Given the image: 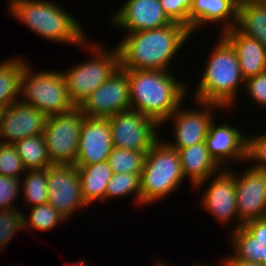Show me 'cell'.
I'll list each match as a JSON object with an SVG mask.
<instances>
[{
  "label": "cell",
  "instance_id": "44dd1931",
  "mask_svg": "<svg viewBox=\"0 0 266 266\" xmlns=\"http://www.w3.org/2000/svg\"><path fill=\"white\" fill-rule=\"evenodd\" d=\"M220 34L234 48L244 79L266 71V48L258 40L242 34L236 27Z\"/></svg>",
  "mask_w": 266,
  "mask_h": 266
},
{
  "label": "cell",
  "instance_id": "e0dca14e",
  "mask_svg": "<svg viewBox=\"0 0 266 266\" xmlns=\"http://www.w3.org/2000/svg\"><path fill=\"white\" fill-rule=\"evenodd\" d=\"M113 147L108 118L85 116L80 130L75 165H92L107 161Z\"/></svg>",
  "mask_w": 266,
  "mask_h": 266
},
{
  "label": "cell",
  "instance_id": "f546056e",
  "mask_svg": "<svg viewBox=\"0 0 266 266\" xmlns=\"http://www.w3.org/2000/svg\"><path fill=\"white\" fill-rule=\"evenodd\" d=\"M29 218L23 214L24 231L32 228L40 231H48L57 227L58 223L65 222V218L55 210L48 202L30 208ZM28 218V219H27Z\"/></svg>",
  "mask_w": 266,
  "mask_h": 266
},
{
  "label": "cell",
  "instance_id": "4dcf8cb0",
  "mask_svg": "<svg viewBox=\"0 0 266 266\" xmlns=\"http://www.w3.org/2000/svg\"><path fill=\"white\" fill-rule=\"evenodd\" d=\"M23 214L18 209H0V252L17 231H24Z\"/></svg>",
  "mask_w": 266,
  "mask_h": 266
},
{
  "label": "cell",
  "instance_id": "7c38bea8",
  "mask_svg": "<svg viewBox=\"0 0 266 266\" xmlns=\"http://www.w3.org/2000/svg\"><path fill=\"white\" fill-rule=\"evenodd\" d=\"M197 106L199 105L201 109L192 110L180 108V105L176 111H174L171 116L165 121H171L175 123L174 127V140L173 142H166L170 147L174 149H182L185 147H190L192 145L198 144L200 142H205V139L209 133V128L211 123L215 118H213L214 110H222L223 107L202 101H196ZM199 103V104H198ZM203 109V110H202Z\"/></svg>",
  "mask_w": 266,
  "mask_h": 266
},
{
  "label": "cell",
  "instance_id": "83f0119b",
  "mask_svg": "<svg viewBox=\"0 0 266 266\" xmlns=\"http://www.w3.org/2000/svg\"><path fill=\"white\" fill-rule=\"evenodd\" d=\"M129 194L133 195L136 204L141 206L140 174L114 173L107 185L105 200L126 197Z\"/></svg>",
  "mask_w": 266,
  "mask_h": 266
},
{
  "label": "cell",
  "instance_id": "8d00e7d4",
  "mask_svg": "<svg viewBox=\"0 0 266 266\" xmlns=\"http://www.w3.org/2000/svg\"><path fill=\"white\" fill-rule=\"evenodd\" d=\"M222 266H266L262 262H251L237 258L233 253L229 257L226 256V259L223 258L221 262Z\"/></svg>",
  "mask_w": 266,
  "mask_h": 266
},
{
  "label": "cell",
  "instance_id": "cb8c5ba5",
  "mask_svg": "<svg viewBox=\"0 0 266 266\" xmlns=\"http://www.w3.org/2000/svg\"><path fill=\"white\" fill-rule=\"evenodd\" d=\"M75 166L80 177L82 195L86 204L89 206L94 201L95 203L97 200L104 201L107 185L114 174L108 161Z\"/></svg>",
  "mask_w": 266,
  "mask_h": 266
},
{
  "label": "cell",
  "instance_id": "484cf974",
  "mask_svg": "<svg viewBox=\"0 0 266 266\" xmlns=\"http://www.w3.org/2000/svg\"><path fill=\"white\" fill-rule=\"evenodd\" d=\"M13 145L26 170L47 169L53 165L42 134L22 138Z\"/></svg>",
  "mask_w": 266,
  "mask_h": 266
},
{
  "label": "cell",
  "instance_id": "7a4b0ae2",
  "mask_svg": "<svg viewBox=\"0 0 266 266\" xmlns=\"http://www.w3.org/2000/svg\"><path fill=\"white\" fill-rule=\"evenodd\" d=\"M131 109L153 119L159 126L187 98V84L177 81L169 71L126 70Z\"/></svg>",
  "mask_w": 266,
  "mask_h": 266
},
{
  "label": "cell",
  "instance_id": "d6986e66",
  "mask_svg": "<svg viewBox=\"0 0 266 266\" xmlns=\"http://www.w3.org/2000/svg\"><path fill=\"white\" fill-rule=\"evenodd\" d=\"M240 0H193L189 12L191 34L208 23L220 24L221 33L236 26ZM220 22V23H219ZM223 22V24H221ZM201 26V27H200ZM200 27V28H199Z\"/></svg>",
  "mask_w": 266,
  "mask_h": 266
},
{
  "label": "cell",
  "instance_id": "4fadbf2b",
  "mask_svg": "<svg viewBox=\"0 0 266 266\" xmlns=\"http://www.w3.org/2000/svg\"><path fill=\"white\" fill-rule=\"evenodd\" d=\"M47 115L20 100L2 109L0 115V143L14 144L22 138L41 135Z\"/></svg>",
  "mask_w": 266,
  "mask_h": 266
},
{
  "label": "cell",
  "instance_id": "f1b7e54d",
  "mask_svg": "<svg viewBox=\"0 0 266 266\" xmlns=\"http://www.w3.org/2000/svg\"><path fill=\"white\" fill-rule=\"evenodd\" d=\"M146 153L113 147L107 161L113 173L141 174Z\"/></svg>",
  "mask_w": 266,
  "mask_h": 266
},
{
  "label": "cell",
  "instance_id": "2e32d148",
  "mask_svg": "<svg viewBox=\"0 0 266 266\" xmlns=\"http://www.w3.org/2000/svg\"><path fill=\"white\" fill-rule=\"evenodd\" d=\"M210 185L206 186L202 197L203 209L211 213L219 223L228 224L236 217L234 229L243 226V222L239 219L237 214V196L234 175L227 169L221 170L218 174L214 175ZM237 215V216H236Z\"/></svg>",
  "mask_w": 266,
  "mask_h": 266
},
{
  "label": "cell",
  "instance_id": "7402d4cb",
  "mask_svg": "<svg viewBox=\"0 0 266 266\" xmlns=\"http://www.w3.org/2000/svg\"><path fill=\"white\" fill-rule=\"evenodd\" d=\"M177 151L183 176L184 178L188 177L195 188L202 187L205 182H209L207 180L213 178L215 174L223 169L210 155L205 142L178 149Z\"/></svg>",
  "mask_w": 266,
  "mask_h": 266
},
{
  "label": "cell",
  "instance_id": "9a60e30c",
  "mask_svg": "<svg viewBox=\"0 0 266 266\" xmlns=\"http://www.w3.org/2000/svg\"><path fill=\"white\" fill-rule=\"evenodd\" d=\"M115 12L111 16L112 25L127 33L160 28L172 23L163 12L159 0H126Z\"/></svg>",
  "mask_w": 266,
  "mask_h": 266
},
{
  "label": "cell",
  "instance_id": "3957f363",
  "mask_svg": "<svg viewBox=\"0 0 266 266\" xmlns=\"http://www.w3.org/2000/svg\"><path fill=\"white\" fill-rule=\"evenodd\" d=\"M10 14L34 34L50 41L88 46L81 24L60 5L48 0H9ZM55 3V4H54Z\"/></svg>",
  "mask_w": 266,
  "mask_h": 266
},
{
  "label": "cell",
  "instance_id": "d4e9b609",
  "mask_svg": "<svg viewBox=\"0 0 266 266\" xmlns=\"http://www.w3.org/2000/svg\"><path fill=\"white\" fill-rule=\"evenodd\" d=\"M26 63L15 56L0 61V109L20 100L21 75Z\"/></svg>",
  "mask_w": 266,
  "mask_h": 266
},
{
  "label": "cell",
  "instance_id": "ba28073f",
  "mask_svg": "<svg viewBox=\"0 0 266 266\" xmlns=\"http://www.w3.org/2000/svg\"><path fill=\"white\" fill-rule=\"evenodd\" d=\"M84 117L79 107L47 117L42 135L52 164L75 165Z\"/></svg>",
  "mask_w": 266,
  "mask_h": 266
},
{
  "label": "cell",
  "instance_id": "5bb4252c",
  "mask_svg": "<svg viewBox=\"0 0 266 266\" xmlns=\"http://www.w3.org/2000/svg\"><path fill=\"white\" fill-rule=\"evenodd\" d=\"M237 214L239 219L247 221L266 217V171L249 166L239 175H235Z\"/></svg>",
  "mask_w": 266,
  "mask_h": 266
},
{
  "label": "cell",
  "instance_id": "52a82bcc",
  "mask_svg": "<svg viewBox=\"0 0 266 266\" xmlns=\"http://www.w3.org/2000/svg\"><path fill=\"white\" fill-rule=\"evenodd\" d=\"M92 59L75 64L68 71L63 72L68 94L76 107L120 67L119 53L116 47L110 51L102 48L99 43H90ZM95 54V55H94Z\"/></svg>",
  "mask_w": 266,
  "mask_h": 266
},
{
  "label": "cell",
  "instance_id": "836d02e7",
  "mask_svg": "<svg viewBox=\"0 0 266 266\" xmlns=\"http://www.w3.org/2000/svg\"><path fill=\"white\" fill-rule=\"evenodd\" d=\"M163 12L172 22L184 24L189 29V12L193 0H159Z\"/></svg>",
  "mask_w": 266,
  "mask_h": 266
},
{
  "label": "cell",
  "instance_id": "6da1fadb",
  "mask_svg": "<svg viewBox=\"0 0 266 266\" xmlns=\"http://www.w3.org/2000/svg\"><path fill=\"white\" fill-rule=\"evenodd\" d=\"M126 35L116 46L120 68L171 71V60L189 40L191 32L184 24L172 22L160 28Z\"/></svg>",
  "mask_w": 266,
  "mask_h": 266
},
{
  "label": "cell",
  "instance_id": "5b68a950",
  "mask_svg": "<svg viewBox=\"0 0 266 266\" xmlns=\"http://www.w3.org/2000/svg\"><path fill=\"white\" fill-rule=\"evenodd\" d=\"M160 139L147 151L140 174L142 205L170 195L185 179L177 149Z\"/></svg>",
  "mask_w": 266,
  "mask_h": 266
},
{
  "label": "cell",
  "instance_id": "e575fe53",
  "mask_svg": "<svg viewBox=\"0 0 266 266\" xmlns=\"http://www.w3.org/2000/svg\"><path fill=\"white\" fill-rule=\"evenodd\" d=\"M20 181L18 178L0 175V209H17L12 202L19 196Z\"/></svg>",
  "mask_w": 266,
  "mask_h": 266
},
{
  "label": "cell",
  "instance_id": "d590c367",
  "mask_svg": "<svg viewBox=\"0 0 266 266\" xmlns=\"http://www.w3.org/2000/svg\"><path fill=\"white\" fill-rule=\"evenodd\" d=\"M245 90L255 104L266 106V71L259 75L249 77L244 82Z\"/></svg>",
  "mask_w": 266,
  "mask_h": 266
},
{
  "label": "cell",
  "instance_id": "ffe728a7",
  "mask_svg": "<svg viewBox=\"0 0 266 266\" xmlns=\"http://www.w3.org/2000/svg\"><path fill=\"white\" fill-rule=\"evenodd\" d=\"M230 234L237 258L266 265V217L247 221Z\"/></svg>",
  "mask_w": 266,
  "mask_h": 266
},
{
  "label": "cell",
  "instance_id": "74e56055",
  "mask_svg": "<svg viewBox=\"0 0 266 266\" xmlns=\"http://www.w3.org/2000/svg\"><path fill=\"white\" fill-rule=\"evenodd\" d=\"M157 262H158V266H167V264L165 262H163V261L162 262L157 261Z\"/></svg>",
  "mask_w": 266,
  "mask_h": 266
},
{
  "label": "cell",
  "instance_id": "ac0fdd59",
  "mask_svg": "<svg viewBox=\"0 0 266 266\" xmlns=\"http://www.w3.org/2000/svg\"><path fill=\"white\" fill-rule=\"evenodd\" d=\"M205 143L210 155L222 168L225 161L245 162L247 159V137L228 123L216 125L213 120Z\"/></svg>",
  "mask_w": 266,
  "mask_h": 266
},
{
  "label": "cell",
  "instance_id": "277c9868",
  "mask_svg": "<svg viewBox=\"0 0 266 266\" xmlns=\"http://www.w3.org/2000/svg\"><path fill=\"white\" fill-rule=\"evenodd\" d=\"M218 35V44L216 42L210 53L193 97L196 101L217 104L224 109L233 105L245 79L234 48L221 34Z\"/></svg>",
  "mask_w": 266,
  "mask_h": 266
},
{
  "label": "cell",
  "instance_id": "8fae6325",
  "mask_svg": "<svg viewBox=\"0 0 266 266\" xmlns=\"http://www.w3.org/2000/svg\"><path fill=\"white\" fill-rule=\"evenodd\" d=\"M87 117L109 118L131 109L128 73L118 68L113 75L92 92L79 106Z\"/></svg>",
  "mask_w": 266,
  "mask_h": 266
},
{
  "label": "cell",
  "instance_id": "30bf717a",
  "mask_svg": "<svg viewBox=\"0 0 266 266\" xmlns=\"http://www.w3.org/2000/svg\"><path fill=\"white\" fill-rule=\"evenodd\" d=\"M48 203L66 221L76 210L87 208L81 181L75 165L53 164L47 168Z\"/></svg>",
  "mask_w": 266,
  "mask_h": 266
},
{
  "label": "cell",
  "instance_id": "9c48e42d",
  "mask_svg": "<svg viewBox=\"0 0 266 266\" xmlns=\"http://www.w3.org/2000/svg\"><path fill=\"white\" fill-rule=\"evenodd\" d=\"M108 121L114 147L147 152L159 139L160 126L136 110L121 111Z\"/></svg>",
  "mask_w": 266,
  "mask_h": 266
},
{
  "label": "cell",
  "instance_id": "603a6c76",
  "mask_svg": "<svg viewBox=\"0 0 266 266\" xmlns=\"http://www.w3.org/2000/svg\"><path fill=\"white\" fill-rule=\"evenodd\" d=\"M235 27L266 48V0H240Z\"/></svg>",
  "mask_w": 266,
  "mask_h": 266
},
{
  "label": "cell",
  "instance_id": "d6a6232c",
  "mask_svg": "<svg viewBox=\"0 0 266 266\" xmlns=\"http://www.w3.org/2000/svg\"><path fill=\"white\" fill-rule=\"evenodd\" d=\"M247 161H256L251 167L266 171V134L247 136Z\"/></svg>",
  "mask_w": 266,
  "mask_h": 266
},
{
  "label": "cell",
  "instance_id": "4316f807",
  "mask_svg": "<svg viewBox=\"0 0 266 266\" xmlns=\"http://www.w3.org/2000/svg\"><path fill=\"white\" fill-rule=\"evenodd\" d=\"M21 183L24 202L30 207L48 202L47 169L26 170ZM23 184V185H22Z\"/></svg>",
  "mask_w": 266,
  "mask_h": 266
},
{
  "label": "cell",
  "instance_id": "8992f818",
  "mask_svg": "<svg viewBox=\"0 0 266 266\" xmlns=\"http://www.w3.org/2000/svg\"><path fill=\"white\" fill-rule=\"evenodd\" d=\"M31 70L26 63L21 75V102L47 116L62 114L76 107L68 94L63 72L44 70L35 74Z\"/></svg>",
  "mask_w": 266,
  "mask_h": 266
},
{
  "label": "cell",
  "instance_id": "f35d334b",
  "mask_svg": "<svg viewBox=\"0 0 266 266\" xmlns=\"http://www.w3.org/2000/svg\"><path fill=\"white\" fill-rule=\"evenodd\" d=\"M192 266H211V265H209V264H208V265H207V264H205V265L201 264V265H200V264L198 263V265L195 264V265H192Z\"/></svg>",
  "mask_w": 266,
  "mask_h": 266
},
{
  "label": "cell",
  "instance_id": "1f68e13d",
  "mask_svg": "<svg viewBox=\"0 0 266 266\" xmlns=\"http://www.w3.org/2000/svg\"><path fill=\"white\" fill-rule=\"evenodd\" d=\"M26 169L13 144L0 143V175L22 179Z\"/></svg>",
  "mask_w": 266,
  "mask_h": 266
}]
</instances>
